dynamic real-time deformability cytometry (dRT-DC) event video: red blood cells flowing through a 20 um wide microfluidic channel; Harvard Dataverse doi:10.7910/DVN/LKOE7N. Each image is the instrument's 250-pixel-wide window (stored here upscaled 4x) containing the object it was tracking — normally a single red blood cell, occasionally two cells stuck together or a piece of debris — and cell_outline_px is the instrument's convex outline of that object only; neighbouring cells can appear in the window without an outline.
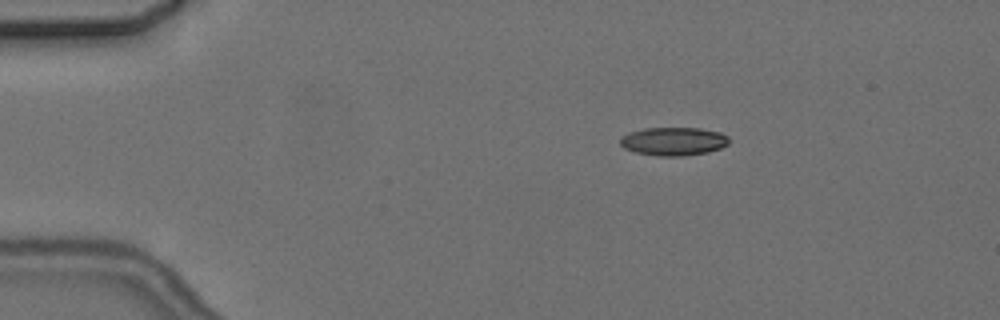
{"species": "common noctule bat (a hibernating species)", "species_latin": "Nyctalus noctula", "temperature_condition": "cold", "stored_images_in_passage": 3, "camera_frame_rate_fps": 3000, "um_per_image_px": 0.085, "animal": {"sex": "female", "body_mass_g": 24.6, "forearm_length_mm": 56.2}, "frame": {"image": 1, "passage_image": 1, "time_ms": 0.0, "image_size_px": [1000, 320], "cell_outline_px": [[728, 144], [720, 148], [708, 152], [680, 156], [660, 156], [636, 152], [624, 148], [620, 144], [620, 136], [628, 132], [644, 128], [700, 128], [720, 132], [728, 136]], "centroid_in_image_um": [57.23, 12.0], "position_along_channel_um": 27.8, "area_um2": 17.98}}